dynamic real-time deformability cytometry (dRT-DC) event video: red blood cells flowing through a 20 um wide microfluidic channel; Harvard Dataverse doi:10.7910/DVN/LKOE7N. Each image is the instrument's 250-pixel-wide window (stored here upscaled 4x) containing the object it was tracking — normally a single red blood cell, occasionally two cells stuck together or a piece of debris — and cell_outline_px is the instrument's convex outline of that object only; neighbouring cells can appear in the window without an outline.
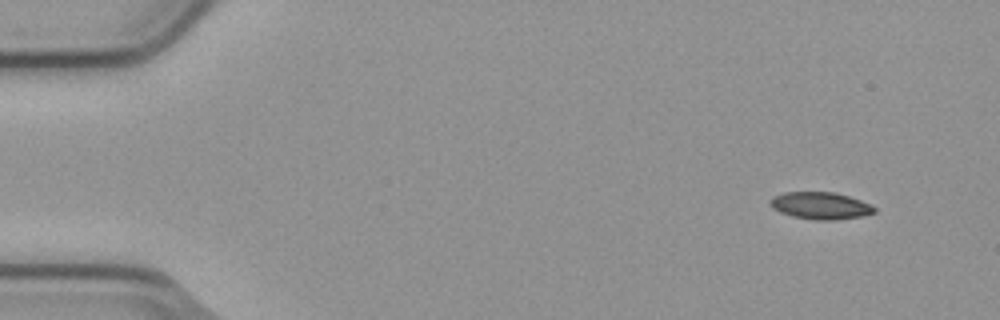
{"species": "common noctule bat (a hibernating species)", "species_latin": "Nyctalus noctula", "temperature_condition": "cold", "stored_images_in_passage": 4, "camera_frame_rate_fps": 3000, "um_per_image_px": 0.085, "animal": {"sex": "male", "body_mass_g": 23.1, "forearm_length_mm": 52.7}, "frame": {"image": 1, "passage_image": 1, "time_ms": 0.0, "image_size_px": [1000, 320], "cell_outline_px": [[876, 212], [864, 216], [836, 220], [816, 220], [792, 216], [780, 212], [772, 208], [768, 204], [768, 200], [772, 196], [784, 192], [836, 192], [860, 200], [876, 208]], "centroid_in_image_um": [69.7, 17.48], "position_along_channel_um": 15.3, "area_um2": 16.65}}
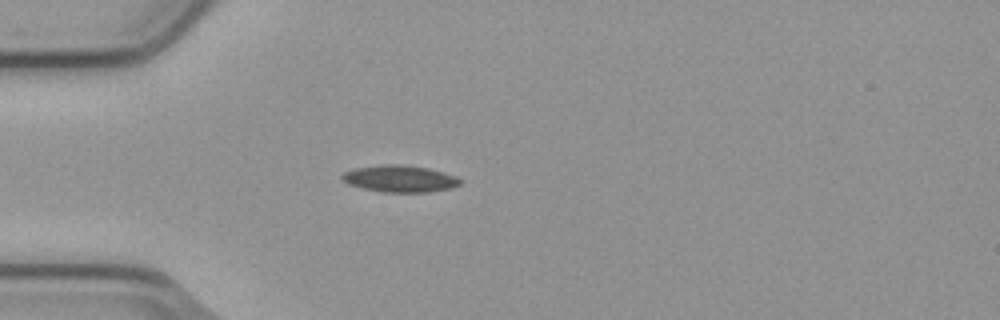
{"frame": {"image": 2, "passage_image": 4, "time_ms": 1.0, "image_size_px": [1000, 320], "cell_outline_px": [[460, 184], [452, 188], [428, 192], [384, 192], [364, 188], [348, 184], [340, 176], [344, 172], [356, 168], [380, 164], [400, 164], [428, 168], [456, 176], [460, 180]], "centroid_in_image_um": [33.98, 15.18], "position_along_channel_um": 51.0, "area_um2": 18.32}}